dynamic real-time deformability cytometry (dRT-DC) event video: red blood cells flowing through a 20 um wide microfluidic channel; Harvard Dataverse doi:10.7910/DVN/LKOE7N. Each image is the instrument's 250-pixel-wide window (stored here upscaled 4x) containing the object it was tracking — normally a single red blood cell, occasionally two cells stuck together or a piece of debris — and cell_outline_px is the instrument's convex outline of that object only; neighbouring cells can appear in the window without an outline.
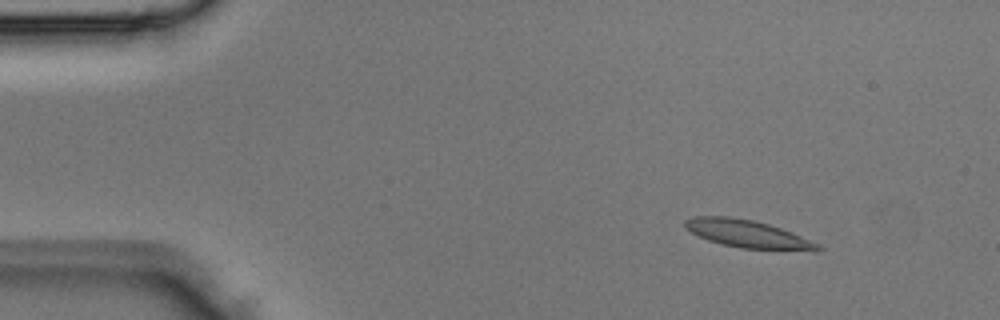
{"species": "Egyptian fruit bat (a non-hibernating species)", "species_latin": "Rousettus aegyptiacus", "temperature_condition": "room temperature", "stored_images_in_passage": 3, "camera_frame_rate_fps": 3000, "um_per_image_px": 0.085, "animal": {"sex": "male"}, "frame": {"image": 1, "passage_image": 1, "time_ms": 0.0, "image_size_px": [1000, 320], "cell_outline_px": [[824, 248], [740, 248], [708, 240], [692, 232], [684, 224], [684, 220], [692, 216], [728, 216], [752, 220], [768, 224], [780, 228], [820, 244]], "centroid_in_image_um": [63.39, 19.82], "position_along_channel_um": 21.6, "area_um2": 20.23}}
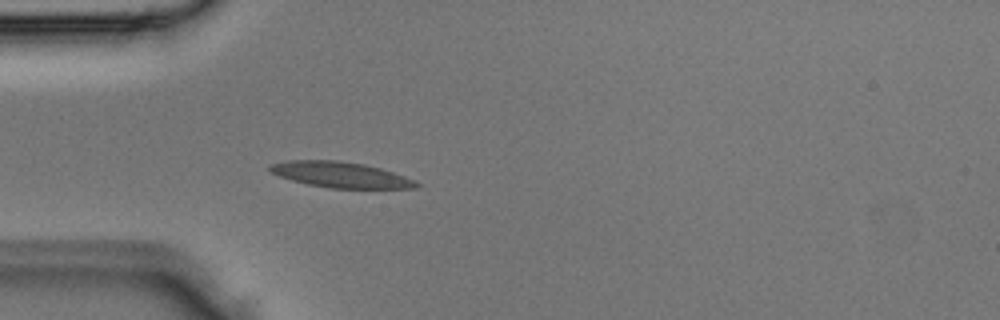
{"frame": {"image": 2, "passage_image": 3, "time_ms": 0.667, "image_size_px": [1000, 320], "cell_outline_px": [[420, 184], [416, 188], [328, 188], [308, 184], [292, 180], [280, 176], [272, 172], [268, 168], [268, 164], [288, 160], [336, 160], [364, 164], [380, 168], [416, 180]], "centroid_in_image_um": [28.94, 14.85], "position_along_channel_um": 56.1, "area_um2": 21.85}}